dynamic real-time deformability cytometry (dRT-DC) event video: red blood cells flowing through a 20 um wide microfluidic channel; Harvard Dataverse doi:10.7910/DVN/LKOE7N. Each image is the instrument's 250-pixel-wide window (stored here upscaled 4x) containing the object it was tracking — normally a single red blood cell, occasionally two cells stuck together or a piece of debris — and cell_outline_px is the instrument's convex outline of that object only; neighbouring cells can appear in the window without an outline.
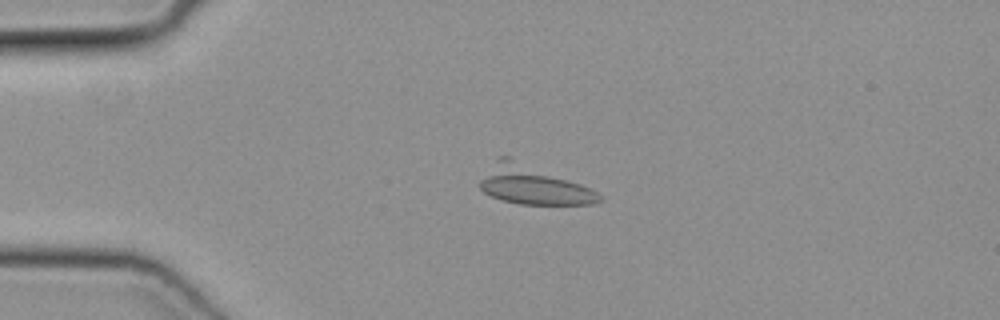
{"species": "common noctule bat (a hibernating species)", "species_latin": "Nyctalus noctula", "temperature_condition": "cold", "stored_images_in_passage": 42, "camera_frame_rate_fps": 3000, "um_per_image_px": 0.085, "animal": {"sex": "female", "body_mass_g": 19.3, "forearm_length_mm": 54.1}, "frame": {"image": 1, "passage_image": 4, "time_ms": 1.0, "image_size_px": [1000, 320], "cell_outline_px": [[604, 200], [596, 204], [520, 204], [500, 200], [484, 192], [480, 188], [480, 180], [500, 156], [508, 156], [580, 184], [604, 196]], "centroid_in_image_um": [45.33, 15.75], "position_along_channel_um": 39.7, "area_um2": 26.36}}
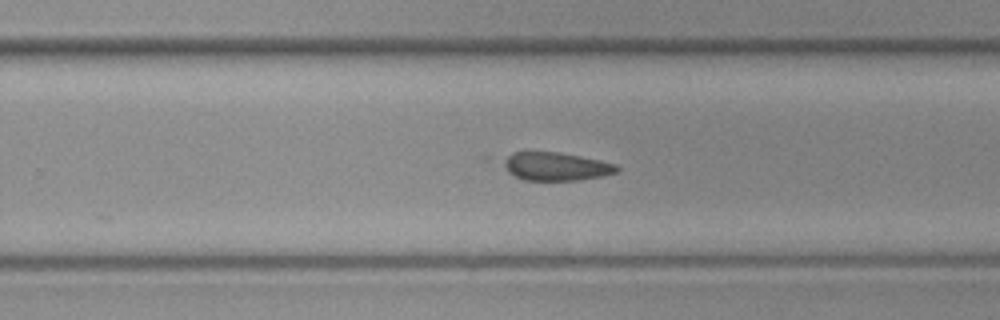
{"frame": {"image": 2, "passage_image": 24, "time_ms": 7.667, "image_size_px": [1000, 320], "cell_outline_px": [[620, 172], [604, 176], [576, 180], [524, 180], [508, 172], [496, 160], [512, 152], [556, 152], [580, 156], [600, 160], [616, 164], [620, 168]], "centroid_in_image_um": [47.19, 14.14], "position_along_channel_um": 282.6, "area_um2": 19.07}}
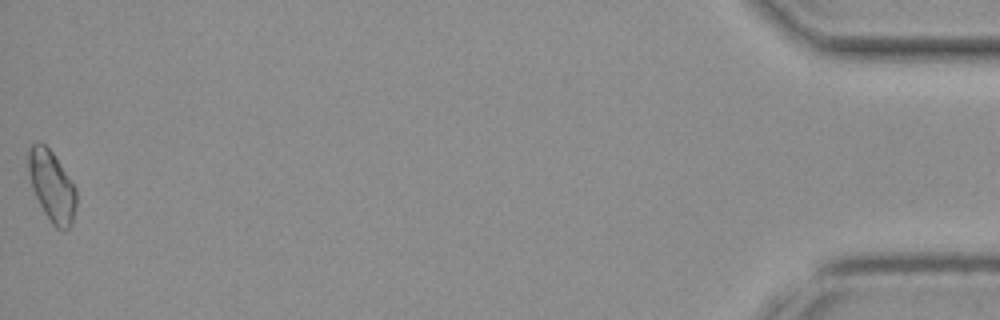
{"frame": {"image": 3, "passage_image": 42, "time_ms": 13.667, "image_size_px": [1000, 320], "cell_outline_px": [[76, 204], [72, 224], [64, 232], [56, 228], [52, 224], [44, 212], [32, 188], [28, 172], [28, 152], [32, 144], [36, 140], [40, 140], [52, 152], [76, 188]], "centroid_in_image_um": [4.4, 15.82], "position_along_channel_um": 430.8, "area_um2": 19.77}}